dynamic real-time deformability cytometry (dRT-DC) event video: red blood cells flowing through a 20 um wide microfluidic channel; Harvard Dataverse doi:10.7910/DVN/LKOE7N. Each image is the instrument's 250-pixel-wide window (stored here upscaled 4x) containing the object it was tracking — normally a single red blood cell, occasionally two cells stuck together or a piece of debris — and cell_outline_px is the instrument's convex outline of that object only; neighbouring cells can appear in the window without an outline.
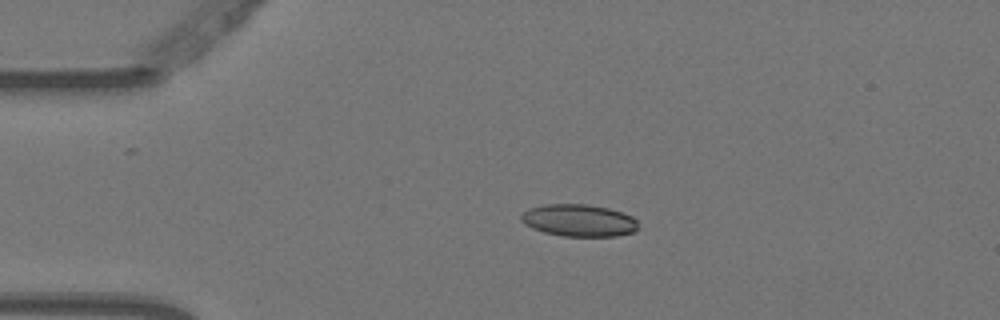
{"species": "Egyptian fruit bat (a non-hibernating species)", "species_latin": "Rousettus aegyptiacus", "temperature_condition": "warm", "stored_images_in_passage": 6, "camera_frame_rate_fps": 3000, "um_per_image_px": 0.085, "animal": {"sex": "female"}, "frame": {"image": 1, "passage_image": 5, "time_ms": 1.333, "image_size_px": [1000, 320], "cell_outline_px": [[640, 228], [636, 232], [616, 236], [564, 236], [544, 232], [532, 228], [524, 224], [520, 220], [520, 216], [528, 208], [544, 204], [588, 204], [608, 208], [632, 216], [636, 220]], "centroid_in_image_um": [49.21, 18.73], "position_along_channel_um": 35.8, "area_um2": 22.14}}